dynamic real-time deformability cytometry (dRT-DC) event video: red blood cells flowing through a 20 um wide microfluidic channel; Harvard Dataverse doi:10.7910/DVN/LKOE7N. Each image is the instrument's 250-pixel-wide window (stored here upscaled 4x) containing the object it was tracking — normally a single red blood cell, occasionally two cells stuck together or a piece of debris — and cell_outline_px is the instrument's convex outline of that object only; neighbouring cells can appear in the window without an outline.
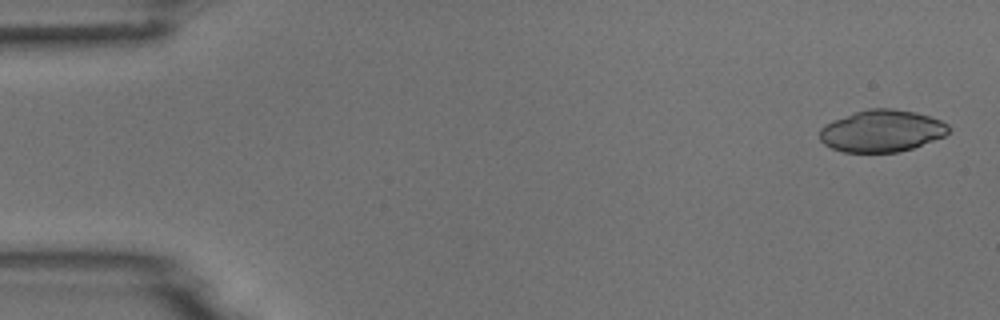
{"species": "common noctule bat (a hibernating species)", "species_latin": "Nyctalus noctula", "temperature_condition": "room temperature", "stored_images_in_passage": 4, "camera_frame_rate_fps": 3000, "um_per_image_px": 0.085, "animal": {"sex": "male", "body_mass_g": 18.8}, "frame": {"image": 1, "passage_image": 1, "time_ms": 0.0, "image_size_px": [1000, 320], "cell_outline_px": [[952, 128], [944, 136], [912, 148], [900, 152], [844, 152], [832, 148], [824, 144], [820, 140], [820, 128], [824, 124], [832, 120], [868, 108], [892, 108], [916, 112], [940, 120], [948, 124]], "centroid_in_image_um": [74.94, 11.12], "position_along_channel_um": 10.1, "area_um2": 31.56}}